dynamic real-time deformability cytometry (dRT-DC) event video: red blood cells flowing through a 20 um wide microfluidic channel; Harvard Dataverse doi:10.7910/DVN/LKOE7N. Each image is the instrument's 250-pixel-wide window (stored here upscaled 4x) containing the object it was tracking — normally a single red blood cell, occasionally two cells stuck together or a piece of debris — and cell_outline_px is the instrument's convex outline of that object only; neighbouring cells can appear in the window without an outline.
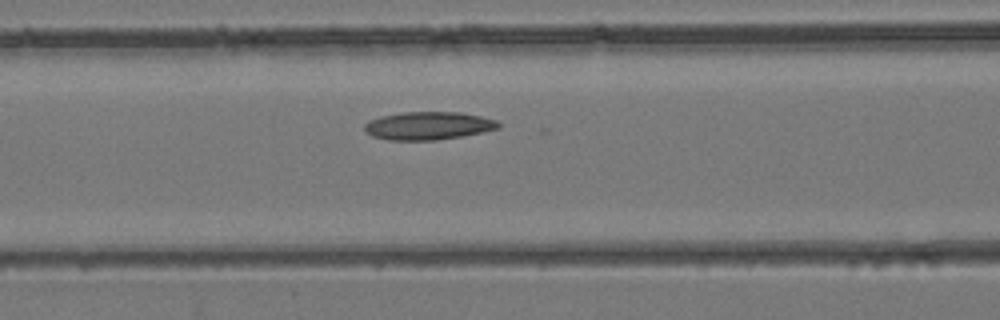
{"species": "common noctule bat (a hibernating species)", "species_latin": "Nyctalus noctula", "temperature_condition": "room temperature", "stored_images_in_passage": 4, "camera_frame_rate_fps": 3000, "um_per_image_px": 0.085, "animal": {"sex": "female", "body_mass_g": 24.6, "forearm_length_mm": 56.2}, "frame": {"image": 1, "passage_image": 4, "time_ms": 1.0, "image_size_px": [1000, 320], "cell_outline_px": [[500, 128], [460, 136], [436, 140], [388, 140], [372, 136], [364, 132], [364, 124], [368, 120], [380, 116], [404, 112], [460, 112], [480, 116], [496, 120], [500, 124]], "centroid_in_image_um": [36.35, 10.68], "position_along_channel_um": 130.3, "area_um2": 21.85}}